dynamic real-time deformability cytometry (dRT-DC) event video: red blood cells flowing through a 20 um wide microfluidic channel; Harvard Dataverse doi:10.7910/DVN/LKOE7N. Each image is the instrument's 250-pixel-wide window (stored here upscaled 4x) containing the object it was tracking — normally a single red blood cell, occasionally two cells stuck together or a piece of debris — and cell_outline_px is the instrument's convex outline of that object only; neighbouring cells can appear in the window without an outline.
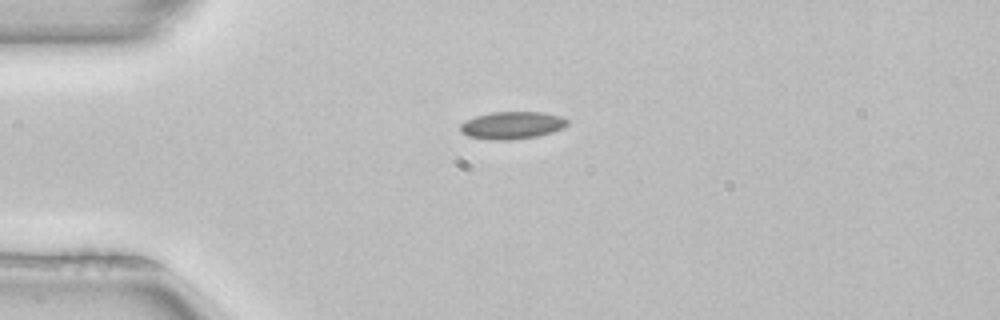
{"species": "common noctule bat (a hibernating species)", "species_latin": "Nyctalus noctula", "temperature_condition": "room temperature", "stored_images_in_passage": 2, "camera_frame_rate_fps": 3000, "um_per_image_px": 0.085, "animal": {"sex": "female", "body_mass_g": 22.7, "forearm_length_mm": 54.2}, "frame": {"image": 1, "passage_image": 1, "time_ms": 0.0, "image_size_px": [1000, 320], "cell_outline_px": [[568, 124], [564, 128], [552, 132], [536, 136], [512, 140], [492, 140], [468, 136], [460, 132], [460, 124], [464, 120], [476, 116], [492, 112], [544, 112], [564, 116], [568, 120]], "centroid_in_image_um": [43.54, 10.64], "position_along_channel_um": 41.5, "area_um2": 17.34}}